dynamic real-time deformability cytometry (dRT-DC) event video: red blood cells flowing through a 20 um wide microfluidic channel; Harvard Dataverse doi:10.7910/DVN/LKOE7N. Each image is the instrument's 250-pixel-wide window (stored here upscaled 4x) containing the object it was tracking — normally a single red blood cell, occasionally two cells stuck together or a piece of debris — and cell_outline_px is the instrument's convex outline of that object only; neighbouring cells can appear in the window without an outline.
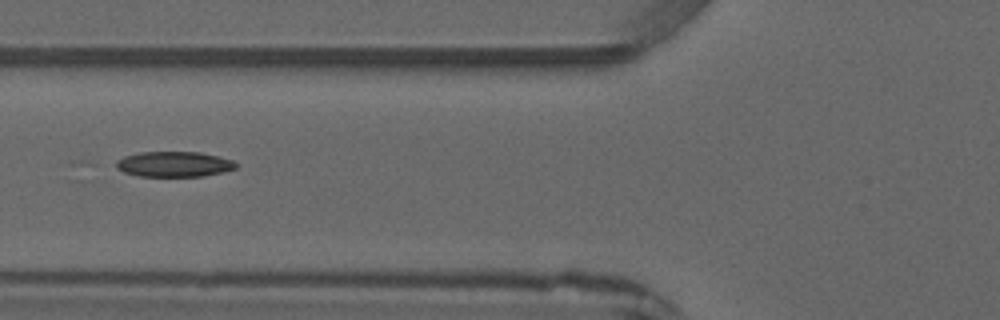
{"species": "common noctule bat (a hibernating species)", "species_latin": "Nyctalus noctula", "temperature_condition": "warm", "stored_images_in_passage": 5, "camera_frame_rate_fps": 3000, "um_per_image_px": 0.085, "animal": {"sex": "male", "forearm_length_mm": 52.5}, "frame": {"image": 1, "passage_image": 5, "time_ms": 4.667, "image_size_px": [1000, 320], "cell_outline_px": [[240, 164], [236, 168], [224, 172], [204, 176], [140, 176], [124, 172], [108, 164], [124, 156], [140, 152], [200, 152], [232, 160]], "centroid_in_image_um": [14.74, 13.95], "position_along_channel_um": 111.1, "area_um2": 17.98}}